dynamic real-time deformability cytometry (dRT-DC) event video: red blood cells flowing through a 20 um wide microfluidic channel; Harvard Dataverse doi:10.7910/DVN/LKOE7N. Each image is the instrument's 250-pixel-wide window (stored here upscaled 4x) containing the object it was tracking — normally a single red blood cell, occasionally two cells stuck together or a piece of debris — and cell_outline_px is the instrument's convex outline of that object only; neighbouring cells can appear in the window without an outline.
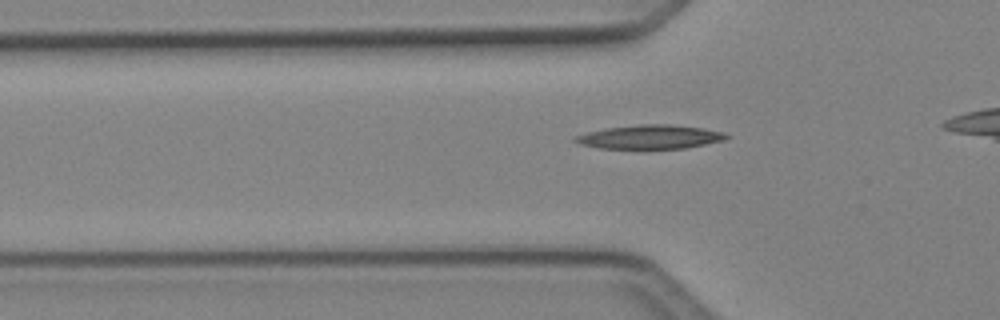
{"species": "Egyptian fruit bat (a non-hibernating species)", "species_latin": "Rousettus aegyptiacus", "temperature_condition": "cold", "stored_images_in_passage": 35, "camera_frame_rate_fps": 3000, "um_per_image_px": 0.085, "animal": {"sex": "female"}, "frame": {"image": 1, "passage_image": 7, "time_ms": 2.0, "image_size_px": [1000, 320], "cell_outline_px": [[732, 136], [724, 140], [684, 148], [600, 148], [580, 144], [572, 140], [572, 136], [604, 128], [640, 124], [668, 124], [704, 128], [724, 132]], "centroid_in_image_um": [55.24, 11.62], "position_along_channel_um": 70.6, "area_um2": 21.04}}
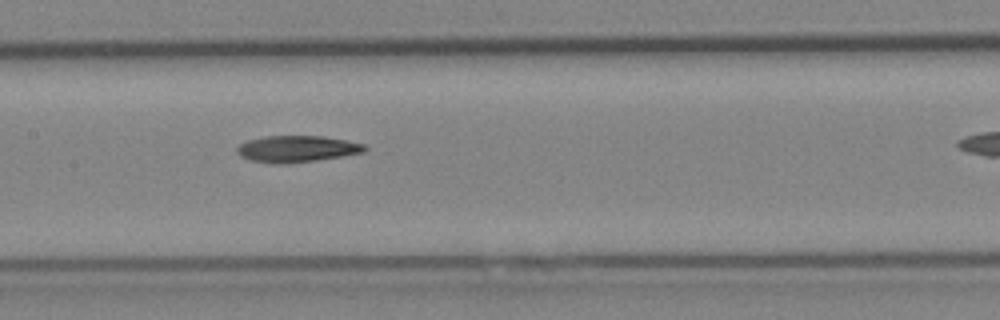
{"frame": {"image": 2, "passage_image": 15, "time_ms": 4.667, "image_size_px": [1000, 320], "cell_outline_px": [[368, 148], [364, 152], [344, 156], [316, 160], [284, 164], [276, 164], [248, 160], [240, 156], [236, 152], [236, 148], [240, 144], [248, 140], [264, 136], [324, 136], [348, 140], [364, 144]], "centroid_in_image_um": [25.23, 12.65], "position_along_channel_um": 182.2, "area_um2": 19.94}}
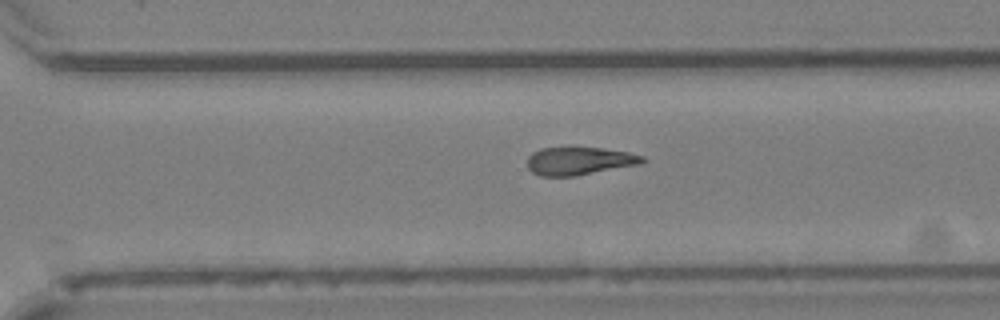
{"frame": {"image": 3, "passage_image": 25, "time_ms": 8.0, "image_size_px": [1000, 320], "cell_outline_px": [[644, 160], [640, 164], [576, 176], [540, 176], [532, 172], [528, 168], [528, 156], [532, 152], [540, 148], [572, 144], [628, 152], [644, 156]], "centroid_in_image_um": [49.18, 13.63], "position_along_channel_um": 321.4, "area_um2": 19.48}, "authors_computed_cell_mechanics": {"area_um2": 19.5364, "velocity_mm_per_s": 4.1859, "shape_relaxation_time_tau1_ms": 10.1567, "shape_relaxation_time_tau2_ms": null, "deformation_change_tau1": 0.2362, "deformation_change_tau2": null}}